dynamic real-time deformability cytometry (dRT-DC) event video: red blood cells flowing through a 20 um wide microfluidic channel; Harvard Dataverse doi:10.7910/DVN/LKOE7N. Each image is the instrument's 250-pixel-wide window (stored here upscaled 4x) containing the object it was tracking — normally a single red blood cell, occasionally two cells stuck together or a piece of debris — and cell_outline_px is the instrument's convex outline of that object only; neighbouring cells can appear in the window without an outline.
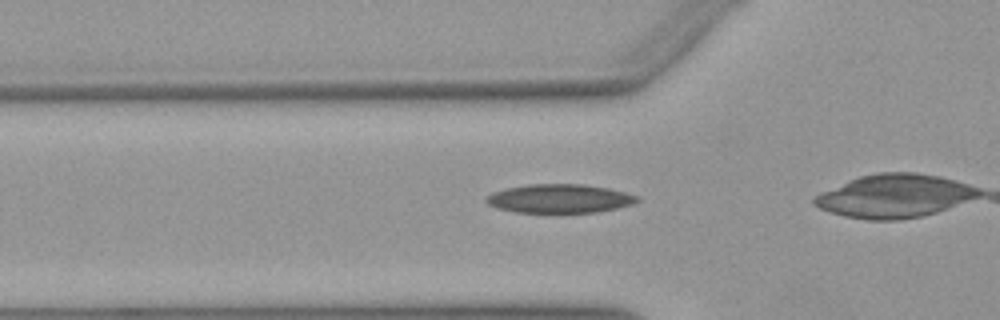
{"species": "Egyptian fruit bat (a non-hibernating species)", "species_latin": "Rousettus aegyptiacus", "temperature_condition": "warm", "stored_images_in_passage": 26, "camera_frame_rate_fps": 3000, "um_per_image_px": 0.085, "animal": {"sex": "female"}, "frame": {"image": 1, "passage_image": 3, "time_ms": 0.667, "image_size_px": [1000, 320], "cell_outline_px": [[640, 200], [632, 204], [616, 208], [596, 212], [560, 216], [556, 216], [516, 212], [496, 208], [488, 204], [484, 200], [484, 196], [492, 192], [508, 188], [528, 184], [584, 184], [608, 188], [640, 196]], "centroid_in_image_um": [47.53, 16.93], "position_along_channel_um": 78.3, "area_um2": 26.53}}
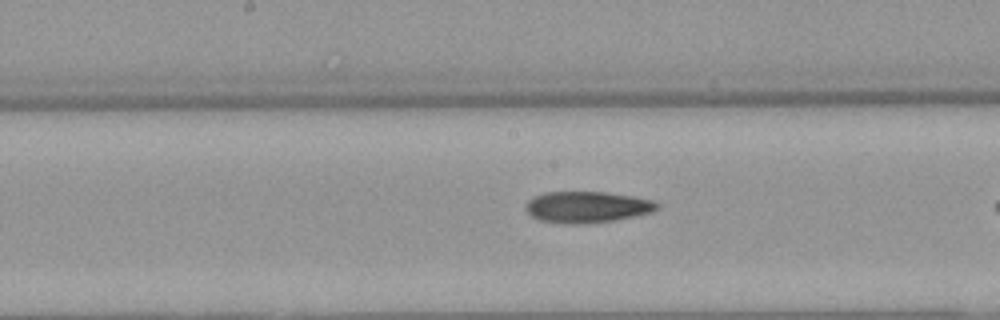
{"frame": {"image": 2, "passage_image": 12, "time_ms": 3.667, "image_size_px": [1000, 320], "cell_outline_px": [[660, 208], [652, 212], [616, 220], [584, 224], [564, 224], [540, 220], [532, 216], [524, 208], [524, 204], [532, 196], [544, 192], [604, 192], [632, 196], [652, 200], [660, 204]], "centroid_in_image_um": [49.88, 17.6], "position_along_channel_um": 198.3, "area_um2": 24.22}}
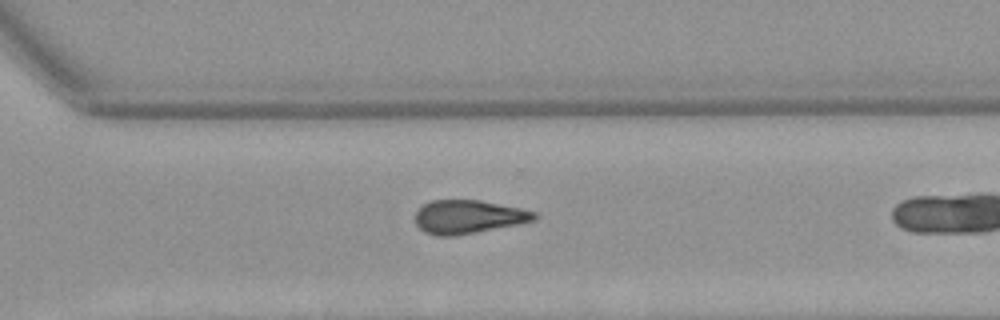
{"frame": {"image": 3, "passage_image": 22, "time_ms": 7.0, "image_size_px": [1000, 320], "cell_outline_px": [[536, 220], [520, 224], [452, 236], [436, 236], [424, 232], [416, 224], [416, 212], [424, 204], [432, 200], [480, 200], [520, 208], [536, 212]], "centroid_in_image_um": [39.81, 18.43], "position_along_channel_um": 330.8, "area_um2": 23.12}}